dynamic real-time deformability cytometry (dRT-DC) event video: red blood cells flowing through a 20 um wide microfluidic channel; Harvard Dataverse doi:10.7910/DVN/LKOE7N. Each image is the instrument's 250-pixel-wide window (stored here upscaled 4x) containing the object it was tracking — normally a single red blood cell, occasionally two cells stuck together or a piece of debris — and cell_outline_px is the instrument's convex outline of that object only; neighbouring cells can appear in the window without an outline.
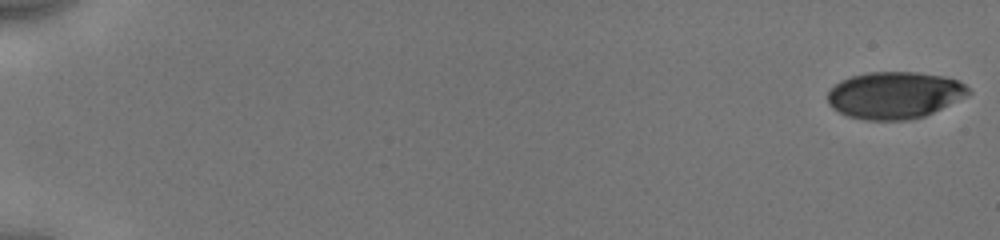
{"species": "human", "species_latin": "Homo sapiens", "temperature_condition": "cold", "stored_images_in_passage": 28, "camera_frame_rate_fps": 3000, "um_per_image_px": 0.085, "donor": {"sex": "male"}, "frame": {"image": 1, "passage_image": 1, "time_ms": 0.0, "image_size_px": [1000, 240], "cell_outline_px": [[972, 92], [924, 116], [908, 120], [864, 120], [848, 116], [832, 108], [828, 104], [828, 92], [840, 80], [852, 76], [868, 72], [916, 72], [944, 76], [956, 80], [964, 84]], "centroid_in_image_um": [75.99, 8.08], "position_along_channel_um": 9.0, "area_um2": 38.21}}
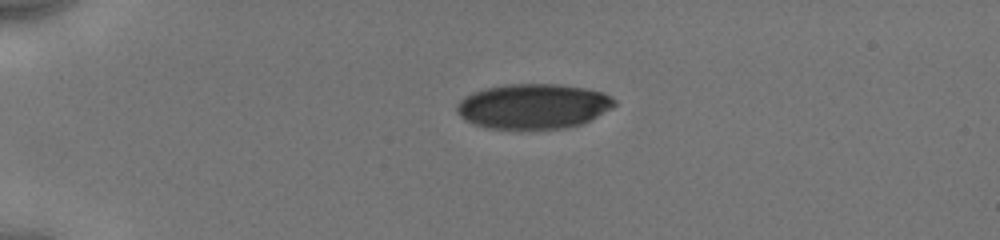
{"frame": {"image": 2, "passage_image": 17, "time_ms": 4.333, "image_size_px": [1000, 240], "cell_outline_px": [[616, 104], [612, 108], [580, 124], [564, 128], [520, 132], [488, 128], [464, 120], [456, 112], [456, 104], [464, 96], [472, 92], [484, 88], [508, 84], [556, 84], [584, 88], [604, 92], [612, 96], [616, 100]], "centroid_in_image_um": [45.29, 9.07], "position_along_channel_um": 39.7, "area_um2": 42.31}}